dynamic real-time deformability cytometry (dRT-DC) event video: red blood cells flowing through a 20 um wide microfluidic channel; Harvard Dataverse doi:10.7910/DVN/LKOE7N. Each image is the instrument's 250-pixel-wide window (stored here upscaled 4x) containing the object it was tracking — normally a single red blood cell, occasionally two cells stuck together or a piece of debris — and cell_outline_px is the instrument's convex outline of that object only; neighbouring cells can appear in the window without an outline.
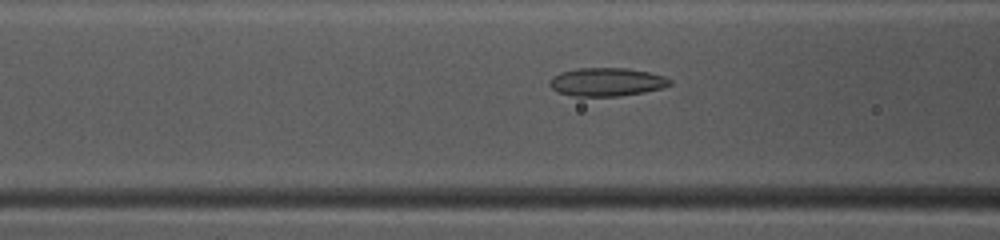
{"species": "common noctule bat (a hibernating species)", "species_latin": "Nyctalus noctula", "temperature_condition": "warm", "stored_images_in_passage": 49, "camera_frame_rate_fps": 3000, "um_per_image_px": 0.085, "animal": {"sex": "female", "body_mass_g": 10.0, "forearm_length_mm": 53.1}, "frame": {"image": 1, "passage_image": 20, "time_ms": 6.333, "image_size_px": [1000, 240], "cell_outline_px": [[672, 84], [660, 88], [644, 92], [620, 96], [576, 96], [560, 92], [552, 88], [548, 84], [548, 80], [552, 76], [560, 72], [576, 68], [628, 68], [648, 72], [664, 76], [672, 80]], "centroid_in_image_um": [51.55, 6.96], "position_along_channel_um": 115.0, "area_um2": 19.88}}
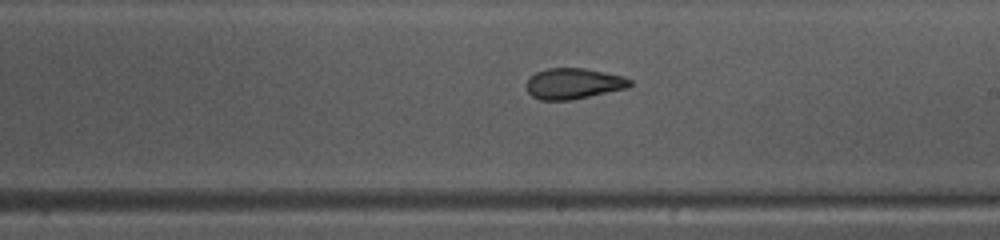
{"frame": {"image": 2, "passage_image": 29, "time_ms": 9.333, "image_size_px": [1000, 240], "cell_outline_px": [[632, 84], [628, 88], [572, 100], [540, 100], [532, 96], [528, 92], [524, 84], [528, 76], [536, 72], [548, 68], [584, 68], [624, 76], [632, 80]], "centroid_in_image_um": [48.72, 7.1], "position_along_channel_um": 240.3, "area_um2": 18.9}}
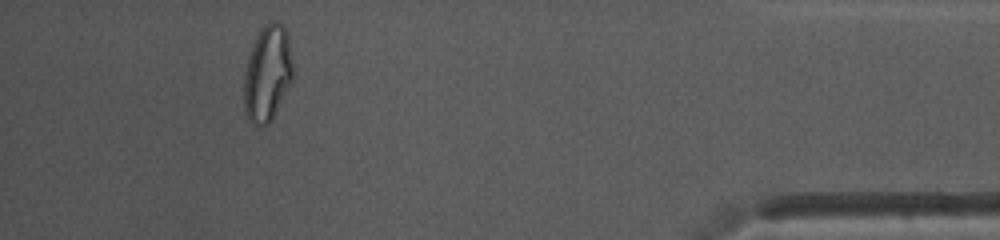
{"frame": {"image": 3, "passage_image": 45, "time_ms": 14.667, "image_size_px": [1000, 240], "cell_outline_px": [[292, 80], [272, 120], [268, 124], [252, 124], [244, 112], [244, 72], [248, 56], [252, 44], [260, 28], [264, 24], [272, 20], [280, 24], [288, 32], [292, 64]], "centroid_in_image_um": [22.71, 6.22], "position_along_channel_um": 412.5, "area_um2": 27.46}, "authors_computed_cell_mechanics": {"area_um2": 20.9814, "velocity_mm_per_s": 4.1638, "shape_relaxation_time_tau1_ms": null, "shape_relaxation_time_tau2_ms": 1.3338, "deformation_change_tau1": null, "deformation_change_tau2": 0.0849}}